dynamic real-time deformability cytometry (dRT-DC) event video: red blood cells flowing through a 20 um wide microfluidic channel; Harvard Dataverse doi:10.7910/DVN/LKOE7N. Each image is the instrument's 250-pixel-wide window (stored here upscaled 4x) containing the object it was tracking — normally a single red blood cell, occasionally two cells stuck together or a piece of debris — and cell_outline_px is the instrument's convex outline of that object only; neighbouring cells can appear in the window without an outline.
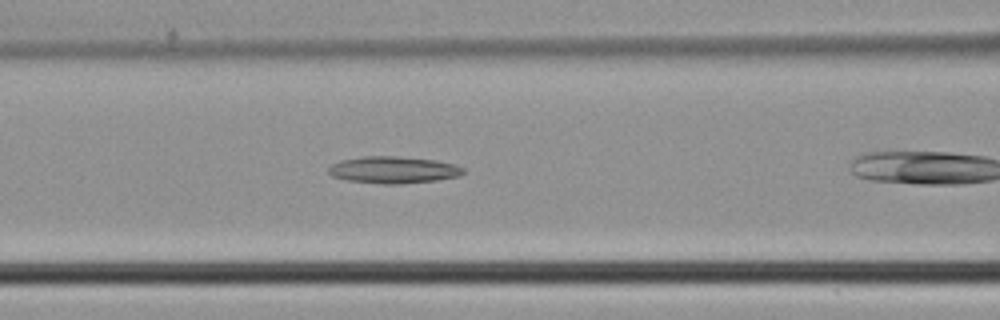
{"species": "common noctule bat (a hibernating species)", "species_latin": "Nyctalus noctula", "temperature_condition": "cold", "stored_images_in_passage": 10, "camera_frame_rate_fps": 3000, "um_per_image_px": 0.085, "animal": {"sex": "male", "body_mass_g": 21.5, "forearm_length_mm": 52.0}, "frame": {"image": 1, "passage_image": 7, "time_ms": 2.0, "image_size_px": [1000, 320], "cell_outline_px": [[464, 172], [460, 176], [436, 180], [400, 184], [384, 184], [348, 180], [332, 176], [328, 172], [328, 168], [332, 164], [340, 160], [364, 156], [396, 156], [436, 160], [456, 164], [464, 168]], "centroid_in_image_um": [33.45, 14.43], "position_along_channel_um": 133.1, "area_um2": 21.15}}